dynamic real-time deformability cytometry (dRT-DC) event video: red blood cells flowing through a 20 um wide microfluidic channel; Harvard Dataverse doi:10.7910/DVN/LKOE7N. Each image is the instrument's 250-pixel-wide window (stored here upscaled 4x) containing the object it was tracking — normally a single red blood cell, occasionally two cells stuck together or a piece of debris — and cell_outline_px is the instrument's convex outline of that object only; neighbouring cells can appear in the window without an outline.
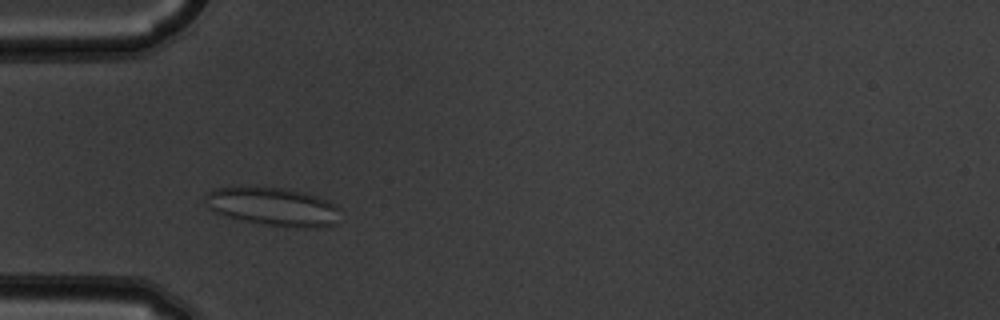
{"species": "common noctule bat (a hibernating species)", "species_latin": "Nyctalus noctula", "temperature_condition": "warm", "stored_images_in_passage": 4, "camera_frame_rate_fps": 3000, "um_per_image_px": 0.085, "animal": {"sex": "male", "body_mass_g": 19.5, "forearm_length_mm": 54.6}, "frame": {"image": 1, "passage_image": 3, "time_ms": 0.667, "image_size_px": [1000, 320], "cell_outline_px": [[336, 224], [316, 228], [292, 228], [244, 220], [228, 216], [216, 212], [208, 208], [204, 196], [212, 188], [284, 188], [304, 192], [328, 200], [336, 208]], "centroid_in_image_um": [23.2, 17.57], "position_along_channel_um": 61.8, "area_um2": 29.48}}
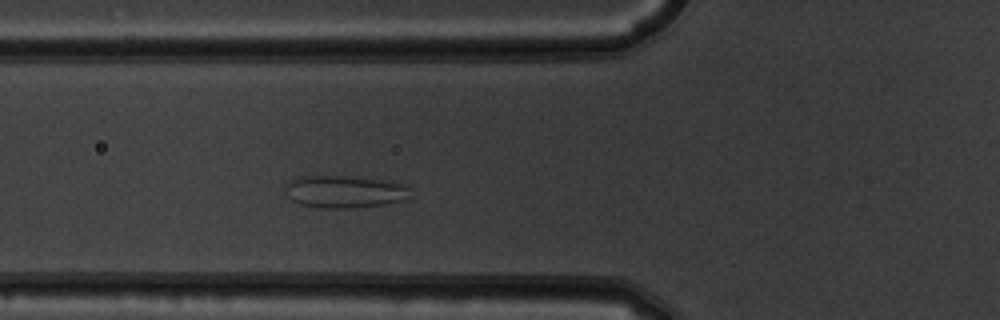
{"frame": {"image": 2, "passage_image": 4, "time_ms": 1.0, "image_size_px": [1000, 320], "cell_outline_px": [[412, 196], [404, 200], [384, 204], [352, 208], [316, 208], [300, 204], [292, 200], [288, 196], [284, 188], [284, 184], [300, 176], [348, 176], [392, 180], [404, 184], [408, 188]], "centroid_in_image_um": [29.31, 16.28], "position_along_channel_um": 96.5, "area_um2": 23.99}}